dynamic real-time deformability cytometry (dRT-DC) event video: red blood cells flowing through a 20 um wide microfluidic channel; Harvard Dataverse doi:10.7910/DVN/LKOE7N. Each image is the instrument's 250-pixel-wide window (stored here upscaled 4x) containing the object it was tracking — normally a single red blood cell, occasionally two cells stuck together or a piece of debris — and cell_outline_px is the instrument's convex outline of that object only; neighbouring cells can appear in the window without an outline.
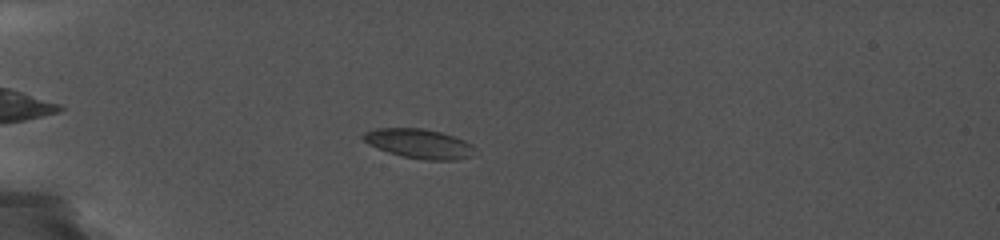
{"species": "common noctule bat (a hibernating species)", "species_latin": "Nyctalus noctula", "temperature_condition": "cold", "stored_images_in_passage": 37, "camera_frame_rate_fps": 5000, "um_per_image_px": 0.085, "animal": {"sex": "female", "body_mass_g": 19.0, "forearm_length_mm": 56.7}, "frame": {"image": 1, "passage_image": 11, "time_ms": 3.8, "image_size_px": [1000, 240], "cell_outline_px": [[480, 152], [476, 156], [456, 160], [428, 160], [404, 156], [388, 152], [376, 148], [368, 144], [360, 136], [364, 132], [376, 128], [424, 128], [440, 132], [464, 140], [472, 144]], "centroid_in_image_um": [35.69, 12.22], "position_along_channel_um": 49.3, "area_um2": 19.48}}
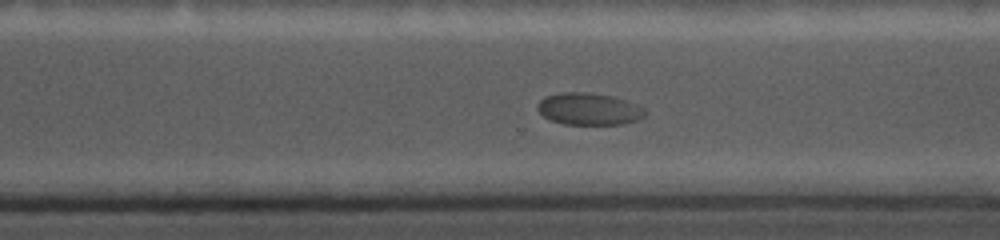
{"frame": {"image": 2, "passage_image": 28, "time_ms": 12.4, "image_size_px": [1000, 240], "cell_outline_px": [[648, 112], [644, 116], [636, 120], [624, 124], [564, 124], [548, 120], [536, 108], [536, 104], [544, 96], [560, 92], [584, 92], [612, 96], [636, 104], [644, 108]], "centroid_in_image_um": [50.02, 9.26], "position_along_channel_um": 320.6, "area_um2": 20.17}}
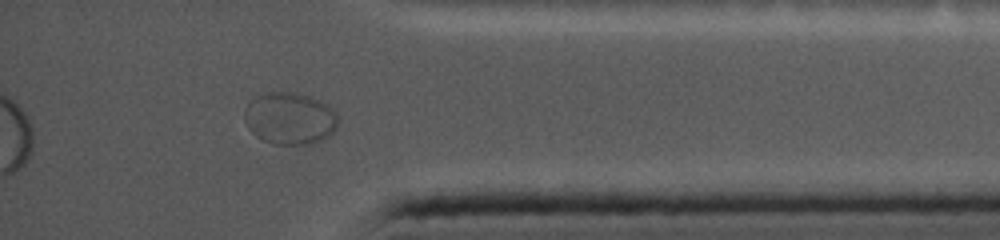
{"frame": {"image": 3, "passage_image": 34, "time_ms": 15.0, "image_size_px": [1000, 240], "cell_outline_px": [[336, 128], [328, 136], [320, 140], [304, 144], [276, 144], [264, 140], [256, 136], [248, 128], [244, 120], [244, 108], [256, 96], [268, 92], [300, 92], [320, 100], [332, 108], [336, 112]], "centroid_in_image_um": [24.61, 10.04], "position_along_channel_um": 410.6, "area_um2": 28.32}}